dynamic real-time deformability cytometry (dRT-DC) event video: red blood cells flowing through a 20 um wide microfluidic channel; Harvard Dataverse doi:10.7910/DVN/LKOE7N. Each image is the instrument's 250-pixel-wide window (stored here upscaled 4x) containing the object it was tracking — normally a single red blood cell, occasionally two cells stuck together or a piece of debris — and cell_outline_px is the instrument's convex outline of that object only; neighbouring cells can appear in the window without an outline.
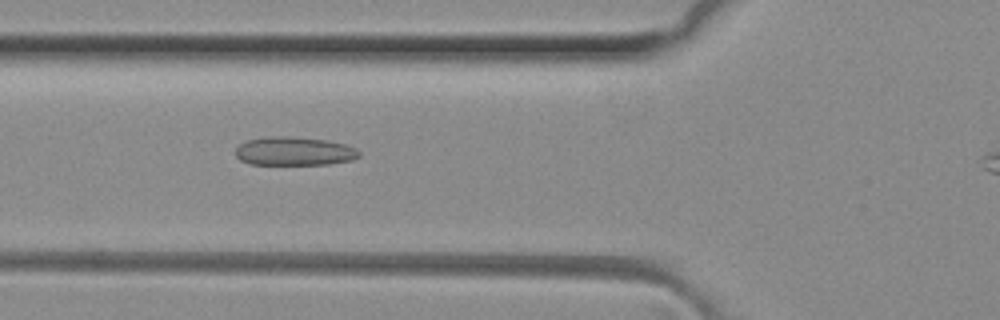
{"species": "common noctule bat (a hibernating species)", "species_latin": "Nyctalus noctula", "temperature_condition": "room temperature", "stored_images_in_passage": 44, "camera_frame_rate_fps": 3000, "um_per_image_px": 0.085, "animal": {"sex": "female", "body_mass_g": 29.2, "forearm_length_mm": 56.3}, "frame": {"image": 1, "passage_image": 18, "time_ms": 5.667, "image_size_px": [1000, 320], "cell_outline_px": [[360, 156], [352, 160], [328, 164], [248, 164], [240, 160], [236, 156], [236, 148], [240, 144], [248, 140], [268, 136], [292, 136], [328, 140], [344, 144], [356, 148], [360, 152]], "centroid_in_image_um": [25.02, 12.85], "position_along_channel_um": 100.8, "area_um2": 20.69}}
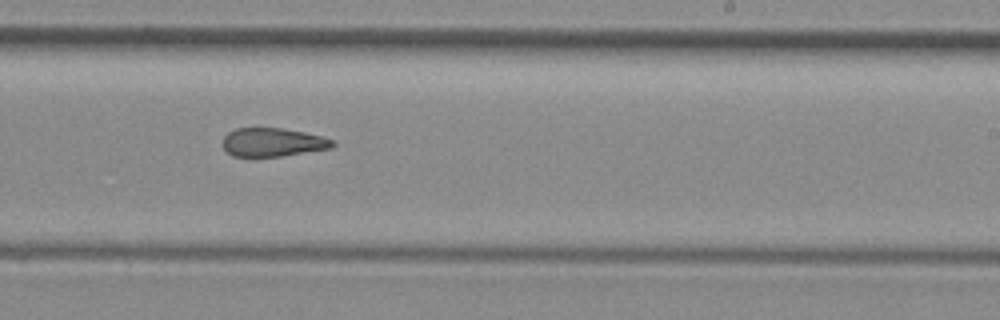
{"frame": {"image": 2, "passage_image": 30, "time_ms": 9.667, "image_size_px": [1000, 320], "cell_outline_px": [[336, 144], [332, 148], [280, 156], [232, 156], [224, 148], [224, 136], [228, 132], [236, 128], [280, 128], [304, 132], [320, 136], [332, 140]], "centroid_in_image_um": [23.18, 12.09], "position_along_channel_um": 265.8, "area_um2": 18.03}}
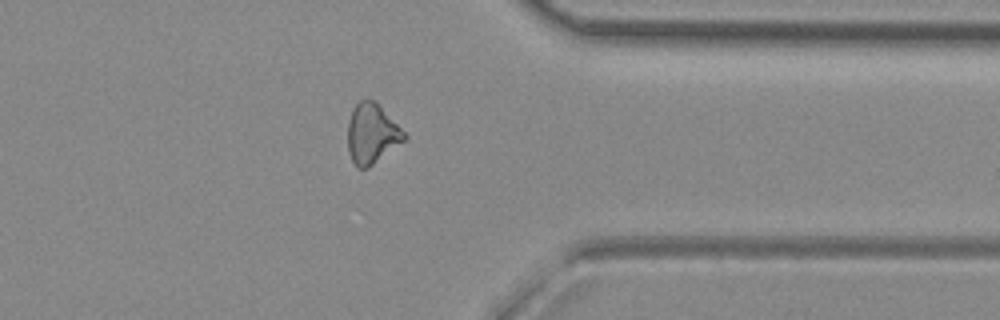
{"frame": {"image": 3, "passage_image": 39, "time_ms": 12.667, "image_size_px": [1000, 320], "cell_outline_px": [[408, 136], [404, 140], [368, 168], [360, 168], [352, 160], [348, 152], [348, 120], [356, 104], [360, 100], [376, 100]], "centroid_in_image_um": [31.6, 11.34], "position_along_channel_um": 379.8, "area_um2": 19.48}}